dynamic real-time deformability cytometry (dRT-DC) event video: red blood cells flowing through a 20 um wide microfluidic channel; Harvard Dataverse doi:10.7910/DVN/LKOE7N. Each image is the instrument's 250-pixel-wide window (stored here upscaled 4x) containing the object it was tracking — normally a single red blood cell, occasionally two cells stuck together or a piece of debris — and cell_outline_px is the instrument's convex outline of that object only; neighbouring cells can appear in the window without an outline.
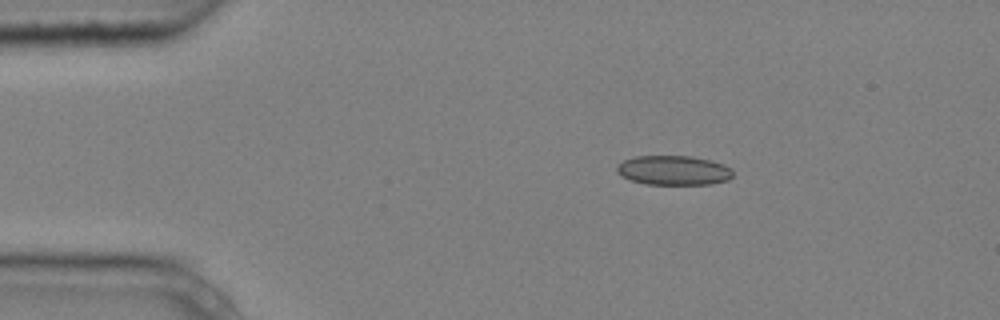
{"species": "common noctule bat (a hibernating species)", "species_latin": "Nyctalus noctula", "temperature_condition": "cold", "stored_images_in_passage": 2, "camera_frame_rate_fps": 3000, "um_per_image_px": 0.085, "animal": {"sex": "male", "body_mass_g": 20.4}, "frame": {"image": 1, "passage_image": 1, "time_ms": 0.0, "image_size_px": [1000, 320], "cell_outline_px": [[732, 176], [728, 180], [712, 184], [644, 184], [628, 180], [616, 172], [616, 168], [624, 160], [636, 156], [692, 156], [712, 160], [724, 164], [732, 168]], "centroid_in_image_um": [57.27, 14.48], "position_along_channel_um": 27.7, "area_um2": 20.11}}